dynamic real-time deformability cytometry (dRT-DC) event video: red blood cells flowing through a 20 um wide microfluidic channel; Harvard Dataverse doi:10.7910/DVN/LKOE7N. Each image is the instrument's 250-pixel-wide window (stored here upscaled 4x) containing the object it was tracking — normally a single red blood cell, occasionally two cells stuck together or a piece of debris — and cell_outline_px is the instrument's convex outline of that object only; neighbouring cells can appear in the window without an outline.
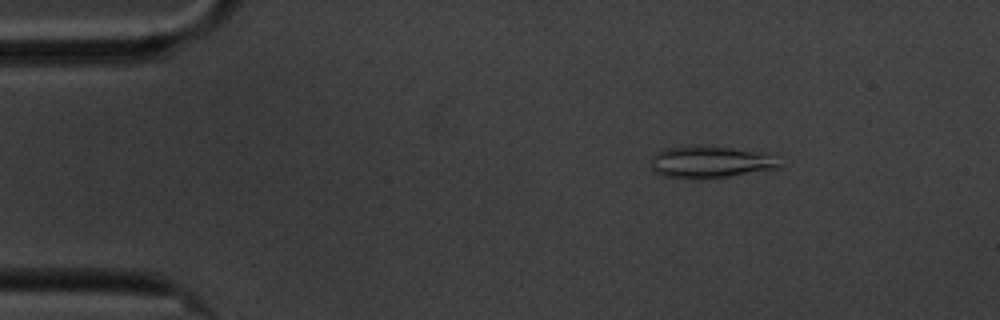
{"species": "common noctule bat (a hibernating species)", "species_latin": "Nyctalus noctula", "temperature_condition": "cold", "stored_images_in_passage": 52, "camera_frame_rate_fps": 3000, "um_per_image_px": 0.085, "animal": {"sex": "male", "body_mass_g": 20.1, "forearm_length_mm": 53.5}, "frame": {"image": 1, "passage_image": 2, "time_ms": 0.333, "image_size_px": [1000, 320], "cell_outline_px": [[780, 168], [728, 176], [664, 176], [656, 172], [652, 168], [652, 156], [656, 152], [668, 148], [732, 148], [768, 152], [780, 164]], "centroid_in_image_um": [60.46, 13.76], "position_along_channel_um": 24.5, "area_um2": 22.37}}
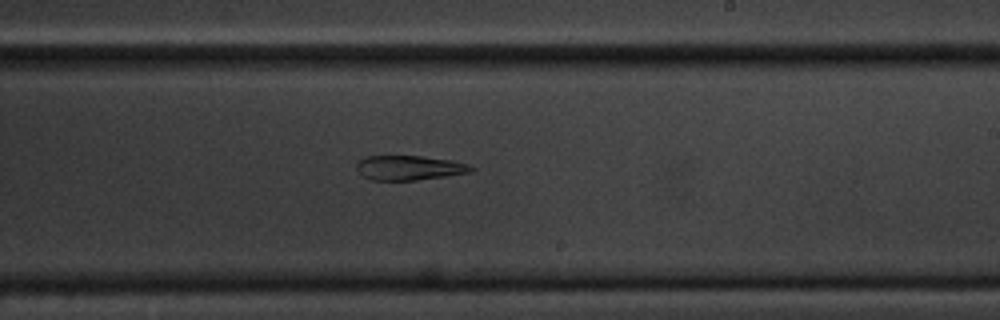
{"frame": {"image": 2, "passage_image": 28, "time_ms": 9.0, "image_size_px": [1000, 320], "cell_outline_px": [[476, 168], [472, 172], [416, 180], [368, 180], [356, 168], [356, 164], [364, 156], [420, 156], [452, 160], [468, 164]], "centroid_in_image_um": [34.79, 14.26], "position_along_channel_um": 254.2, "area_um2": 16.42}}
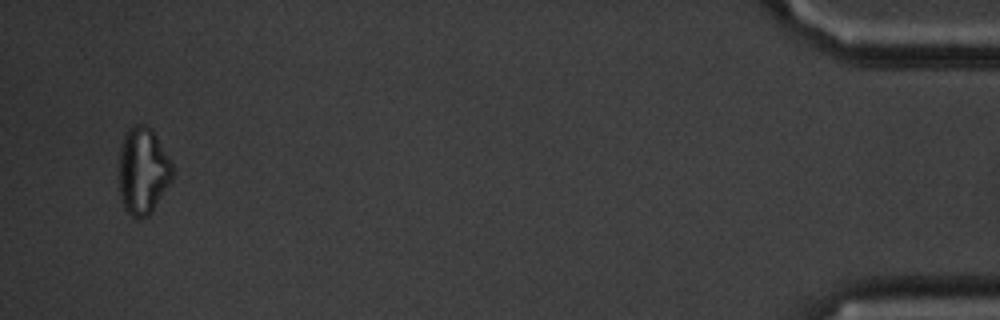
{"frame": {"image": 3, "passage_image": 50, "time_ms": 16.333, "image_size_px": [1000, 320], "cell_outline_px": [[172, 180], [152, 212], [148, 216], [140, 220], [136, 220], [124, 208], [120, 196], [120, 148], [124, 136], [128, 128], [132, 124], [144, 124], [152, 128], [172, 164]], "centroid_in_image_um": [12.15, 14.54], "position_along_channel_um": 423.1, "area_um2": 27.17}}